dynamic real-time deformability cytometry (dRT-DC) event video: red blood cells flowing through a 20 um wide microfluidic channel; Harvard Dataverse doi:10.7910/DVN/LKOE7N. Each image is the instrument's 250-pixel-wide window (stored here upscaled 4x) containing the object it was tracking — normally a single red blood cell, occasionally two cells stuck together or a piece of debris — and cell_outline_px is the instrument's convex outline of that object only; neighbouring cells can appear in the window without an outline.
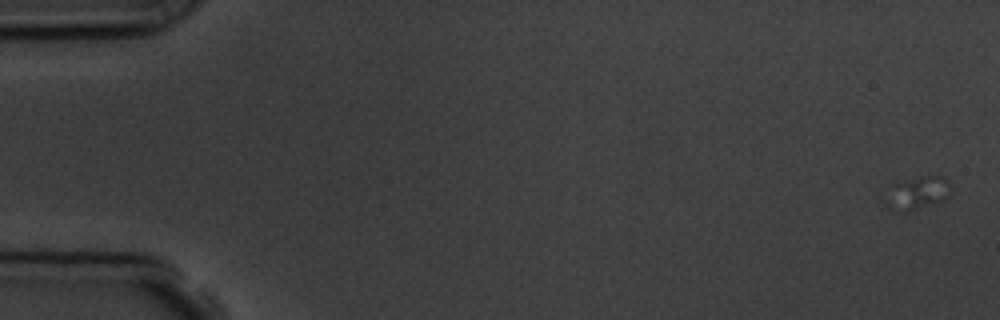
{"species": "common noctule bat (a hibernating species)", "species_latin": "Nyctalus noctula", "temperature_condition": "room temperature", "stored_images_in_passage": 2, "camera_frame_rate_fps": 3000, "um_per_image_px": 0.085, "animal": {"sex": "male", "body_mass_g": 19.5, "forearm_length_mm": 54.6}, "frame": {"image": 1, "passage_image": 1, "time_ms": 0.0, "image_size_px": [1000, 320], "cell_outline_px": [[952, 188], [948, 196], [944, 200], [908, 212], [896, 212], [888, 208], [880, 200], [880, 196], [892, 184], [920, 176], [940, 176], [948, 180]], "centroid_in_image_um": [77.85, 16.43], "position_along_channel_um": 7.1, "area_um2": 13.24}}